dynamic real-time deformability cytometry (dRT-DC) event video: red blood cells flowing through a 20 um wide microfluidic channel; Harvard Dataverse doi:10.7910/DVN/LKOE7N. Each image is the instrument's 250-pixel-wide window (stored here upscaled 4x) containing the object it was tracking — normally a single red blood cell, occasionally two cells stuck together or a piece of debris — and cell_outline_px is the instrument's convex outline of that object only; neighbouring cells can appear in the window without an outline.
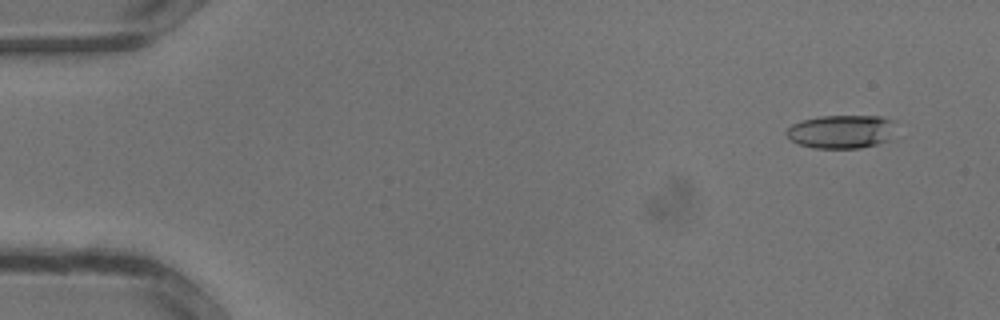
{"species": "common noctule bat (a hibernating species)", "species_latin": "Nyctalus noctula", "temperature_condition": "warm", "stored_images_in_passage": 34, "camera_frame_rate_fps": 3000, "um_per_image_px": 0.085, "animal": {"sex": "male", "body_mass_g": 13.3}, "frame": {"image": 1, "passage_image": 3, "time_ms": 0.667, "image_size_px": [1000, 320], "cell_outline_px": [[896, 120], [888, 140], [876, 144], [860, 148], [812, 148], [800, 144], [792, 140], [784, 132], [792, 124], [804, 120], [820, 116], [880, 116]], "centroid_in_image_um": [71.51, 11.18], "position_along_channel_um": 13.5, "area_um2": 21.21}}
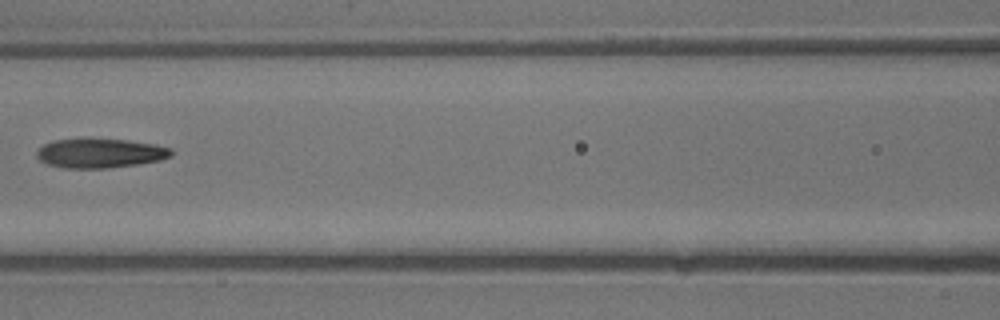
{"frame": {"image": 2, "passage_image": 16, "time_ms": 5.0, "image_size_px": [1000, 320], "cell_outline_px": [[172, 156], [160, 160], [112, 168], [64, 168], [48, 164], [40, 160], [36, 156], [36, 152], [44, 144], [52, 140], [84, 136], [88, 136], [128, 140], [156, 144], [172, 148]], "centroid_in_image_um": [8.49, 12.98], "position_along_channel_um": 158.1, "area_um2": 23.87}}
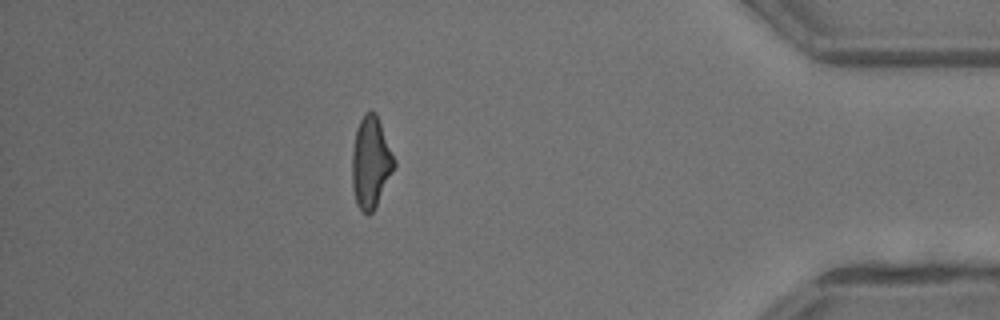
{"frame": {"image": 3, "passage_image": 30, "time_ms": 9.667, "image_size_px": [1000, 320], "cell_outline_px": [[396, 164], [372, 212], [368, 216], [356, 204], [352, 188], [352, 152], [356, 128], [364, 112], [376, 112], [396, 160]], "centroid_in_image_um": [31.5, 13.78], "position_along_channel_um": 403.7, "area_um2": 22.31}}